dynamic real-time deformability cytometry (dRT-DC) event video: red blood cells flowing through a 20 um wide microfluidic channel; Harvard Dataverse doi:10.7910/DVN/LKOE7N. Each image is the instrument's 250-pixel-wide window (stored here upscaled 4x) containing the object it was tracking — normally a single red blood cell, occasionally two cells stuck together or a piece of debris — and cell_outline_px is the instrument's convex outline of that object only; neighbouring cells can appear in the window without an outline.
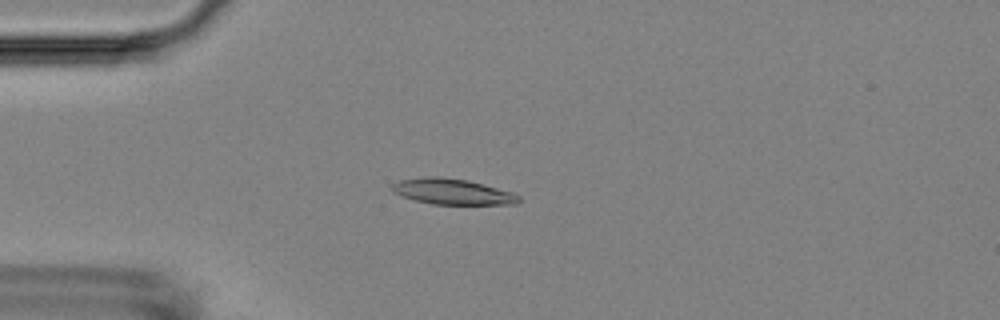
{"species": "Egyptian fruit bat (a non-hibernating species)", "species_latin": "Rousettus aegyptiacus", "temperature_condition": "room temperature", "stored_images_in_passage": 56, "camera_frame_rate_fps": 3000, "um_per_image_px": 0.085, "animal": {"sex": "female"}, "frame": {"image": 1, "passage_image": 15, "time_ms": 4.667, "image_size_px": [1000, 320], "cell_outline_px": [[520, 200], [516, 204], [432, 204], [400, 196], [392, 192], [388, 188], [392, 184], [400, 180], [428, 176], [436, 176], [468, 180], [512, 192], [520, 196]], "centroid_in_image_um": [38.4, 16.28], "position_along_channel_um": 46.6, "area_um2": 19.02}}
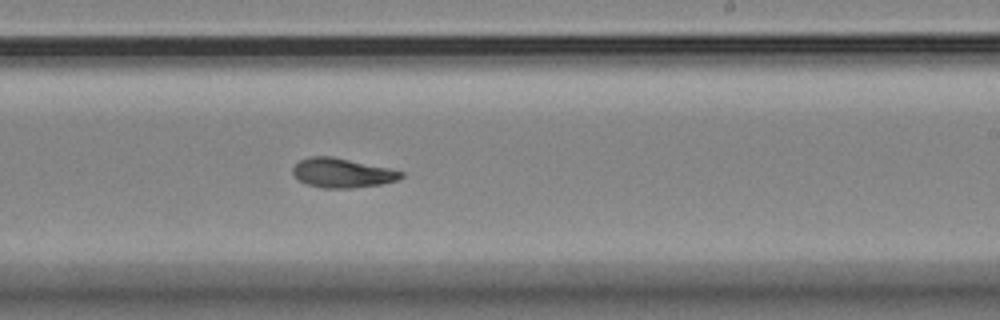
{"frame": {"image": 2, "passage_image": 34, "time_ms": 11.0, "image_size_px": [1000, 320], "cell_outline_px": [[404, 176], [396, 180], [380, 184], [352, 188], [320, 188], [308, 184], [300, 180], [292, 172], [292, 168], [300, 160], [312, 156], [332, 156], [388, 168], [404, 172]], "centroid_in_image_um": [29.08, 14.7], "position_along_channel_um": 259.9, "area_um2": 18.32}}
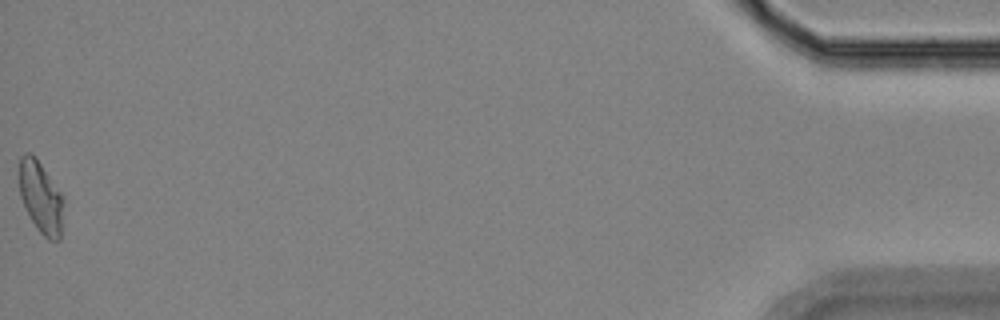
{"frame": {"image": 3, "passage_image": 56, "time_ms": 18.333, "image_size_px": [1000, 320], "cell_outline_px": [[64, 196], [60, 240], [48, 240], [36, 228], [20, 196], [20, 156], [24, 152], [28, 152], [36, 156]], "centroid_in_image_um": [3.49, 16.74], "position_along_channel_um": 431.7, "area_um2": 18.55}, "authors_computed_cell_mechanics": {"area_um2": 18.5538, "velocity_mm_per_s": 3.6198, "shape_relaxation_time_tau1_ms": 5.8012, "shape_relaxation_time_tau2_ms": 6.1579, "deformation_change_tau1": 0.1846, "deformation_change_tau2": 0.0903}}